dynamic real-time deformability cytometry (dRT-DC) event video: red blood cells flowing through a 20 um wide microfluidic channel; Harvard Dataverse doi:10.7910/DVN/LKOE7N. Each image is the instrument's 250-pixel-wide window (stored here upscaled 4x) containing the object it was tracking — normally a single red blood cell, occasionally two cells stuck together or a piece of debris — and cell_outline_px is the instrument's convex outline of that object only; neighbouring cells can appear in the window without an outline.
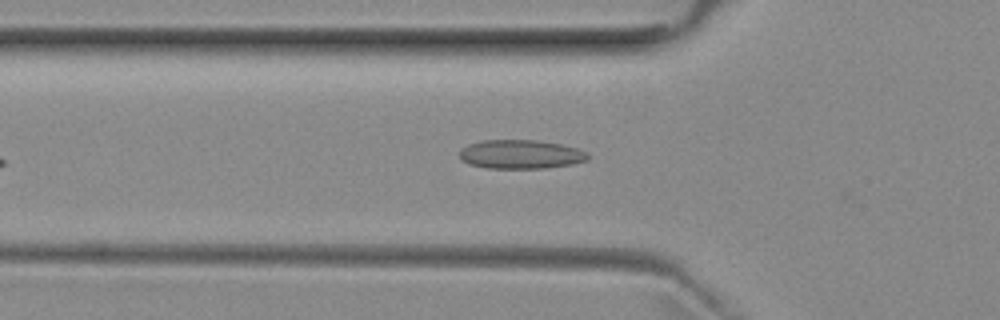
{"species": "common noctule bat (a hibernating species)", "species_latin": "Nyctalus noctula", "temperature_condition": "room temperature", "stored_images_in_passage": 24, "camera_frame_rate_fps": 3000, "um_per_image_px": 0.085, "animal": {"sex": "female", "body_mass_g": 29.2, "forearm_length_mm": 56.3}, "frame": {"image": 1, "passage_image": 5, "time_ms": 1.333, "image_size_px": [1000, 320], "cell_outline_px": [[588, 160], [572, 164], [548, 168], [488, 168], [468, 164], [460, 160], [460, 148], [468, 144], [484, 140], [536, 140], [560, 144], [576, 148], [588, 152]], "centroid_in_image_um": [44.24, 13.12], "position_along_channel_um": 81.6, "area_um2": 21.73}}
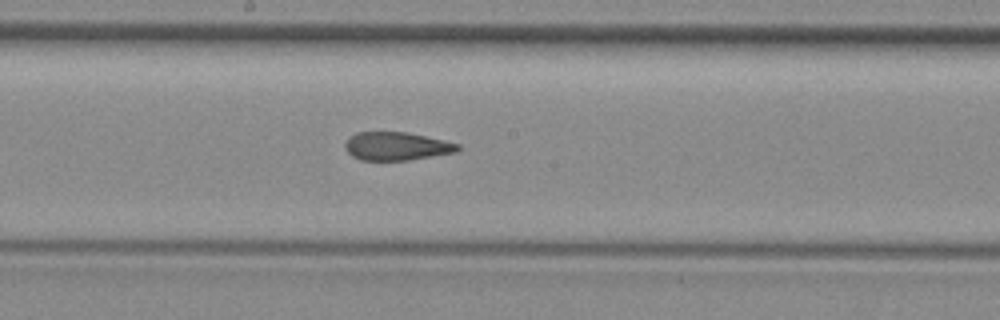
{"frame": {"image": 2, "passage_image": 15, "time_ms": 4.667, "image_size_px": [1000, 320], "cell_outline_px": [[460, 148], [456, 152], [408, 160], [360, 160], [352, 156], [344, 148], [344, 144], [348, 136], [356, 132], [408, 132], [460, 144]], "centroid_in_image_um": [33.66, 12.42], "position_along_channel_um": 214.5, "area_um2": 18.61}}
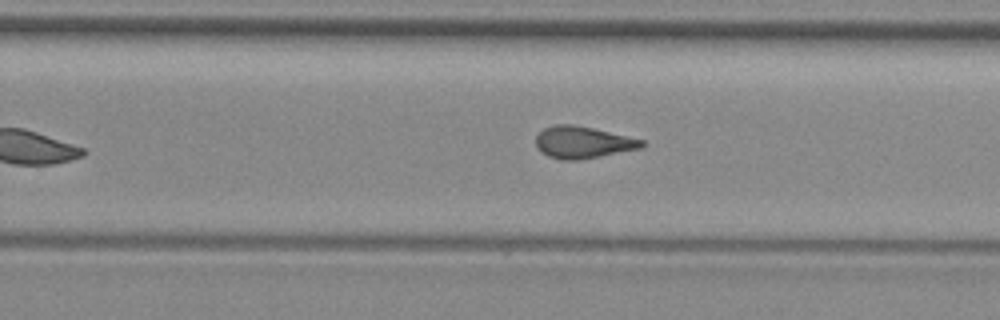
{"frame": {"image": 3, "passage_image": 20, "time_ms": 6.333, "image_size_px": [1000, 320], "cell_outline_px": [[644, 148], [576, 160], [560, 160], [548, 156], [540, 152], [536, 148], [536, 136], [544, 128], [556, 124], [572, 124], [592, 128], [644, 140]], "centroid_in_image_um": [49.51, 12.1], "position_along_channel_um": 280.3, "area_um2": 19.65}}